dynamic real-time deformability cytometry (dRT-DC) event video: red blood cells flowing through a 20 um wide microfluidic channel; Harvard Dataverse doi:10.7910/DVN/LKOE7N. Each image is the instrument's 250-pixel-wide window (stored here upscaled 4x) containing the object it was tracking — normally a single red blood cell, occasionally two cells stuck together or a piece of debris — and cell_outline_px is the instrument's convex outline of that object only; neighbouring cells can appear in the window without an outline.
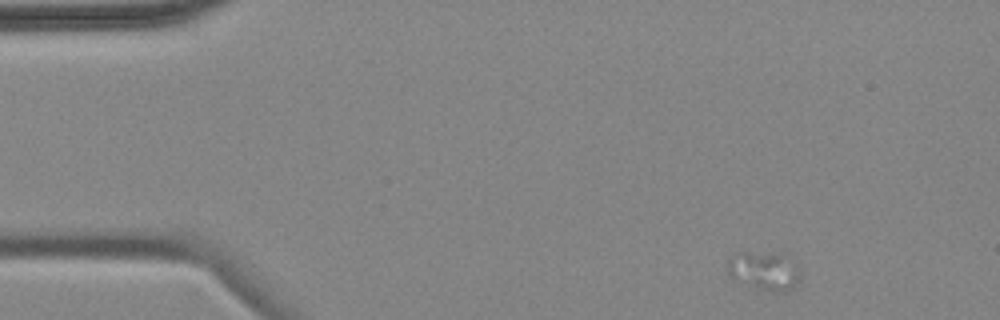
{"species": "common noctule bat (a hibernating species)", "species_latin": "Nyctalus noctula", "temperature_condition": "cold", "stored_images_in_passage": 5, "camera_frame_rate_fps": 3000, "um_per_image_px": 0.085, "animal": {"sex": "female", "body_mass_g": 18.4}, "frame": {"image": 1, "passage_image": 1, "time_ms": 0.0, "image_size_px": [1000, 320], "cell_outline_px": [[800, 276], [796, 284], [792, 288], [784, 292], [772, 292], [760, 288], [732, 276], [728, 272], [728, 260], [736, 252], [780, 252], [796, 264]], "centroid_in_image_um": [65.0, 22.98], "position_along_channel_um": 20.0, "area_um2": 16.01}}
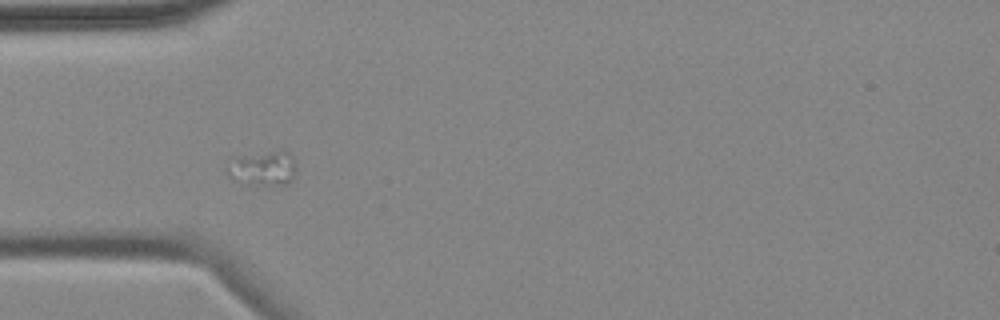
{"frame": {"image": 2, "passage_image": 4, "time_ms": 3.667, "image_size_px": [1000, 320], "cell_outline_px": [[296, 172], [292, 180], [288, 184], [248, 184], [232, 180], [228, 176], [224, 168], [228, 160], [232, 156], [284, 148], [292, 156], [296, 168]], "centroid_in_image_um": [22.29, 14.25], "position_along_channel_um": 62.7, "area_um2": 14.8}}